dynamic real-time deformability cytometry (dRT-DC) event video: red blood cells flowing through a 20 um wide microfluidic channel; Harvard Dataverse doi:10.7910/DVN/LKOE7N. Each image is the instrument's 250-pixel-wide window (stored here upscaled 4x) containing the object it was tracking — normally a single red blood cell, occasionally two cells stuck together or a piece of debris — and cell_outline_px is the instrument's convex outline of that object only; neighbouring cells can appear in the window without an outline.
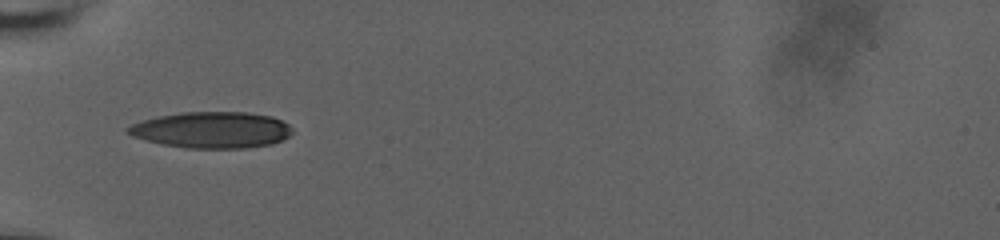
{"species": "human", "species_latin": "Homo sapiens", "temperature_condition": "room temperature", "stored_images_in_passage": 37, "camera_frame_rate_fps": 3000, "um_per_image_px": 0.085, "donor": {"sex": "male"}, "frame": {"image": 1, "passage_image": 1, "time_ms": 0.0, "image_size_px": [1000, 240], "cell_outline_px": [[292, 132], [288, 136], [272, 144], [244, 148], [188, 148], [164, 144], [132, 136], [124, 132], [124, 128], [132, 124], [156, 116], [180, 112], [244, 112], [272, 116], [288, 124], [292, 128]], "centroid_in_image_um": [17.97, 11.03], "position_along_channel_um": 67.0, "area_um2": 34.68}}
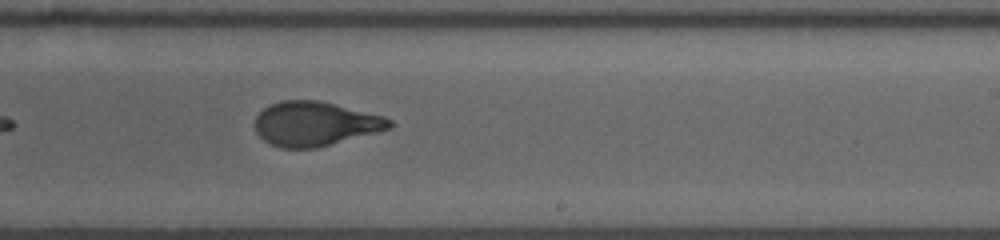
{"frame": {"image": 2, "passage_image": 17, "time_ms": 5.333, "image_size_px": [1000, 240], "cell_outline_px": [[396, 124], [392, 128], [316, 148], [280, 148], [264, 140], [256, 132], [256, 116], [264, 108], [280, 100], [316, 100], [384, 116], [392, 120]], "centroid_in_image_um": [26.8, 10.52], "position_along_channel_um": 262.2, "area_um2": 34.51}}
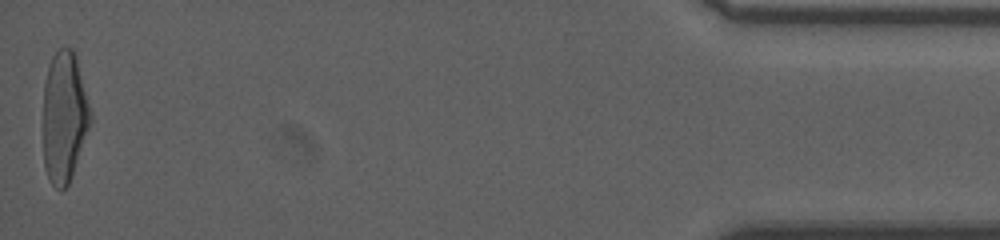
{"frame": {"image": 3, "passage_image": 37, "time_ms": 12.0, "image_size_px": [1000, 240], "cell_outline_px": [[92, 120], [68, 184], [60, 192], [52, 184], [44, 168], [44, 84], [48, 68], [52, 56], [60, 48], [72, 48], [76, 52], [92, 116]], "centroid_in_image_um": [5.47, 9.91], "position_along_channel_um": 429.7, "area_um2": 35.95}, "authors_computed_cell_mechanics": {"area_um2": 35.7204, "velocity_mm_per_s": 3.7511, "shape_relaxation_time_tau1_ms": 4.8404, "shape_relaxation_time_tau2_ms": 0.995, "deformation_change_tau1": 0.2016, "deformation_change_tau2": 0.0708}}